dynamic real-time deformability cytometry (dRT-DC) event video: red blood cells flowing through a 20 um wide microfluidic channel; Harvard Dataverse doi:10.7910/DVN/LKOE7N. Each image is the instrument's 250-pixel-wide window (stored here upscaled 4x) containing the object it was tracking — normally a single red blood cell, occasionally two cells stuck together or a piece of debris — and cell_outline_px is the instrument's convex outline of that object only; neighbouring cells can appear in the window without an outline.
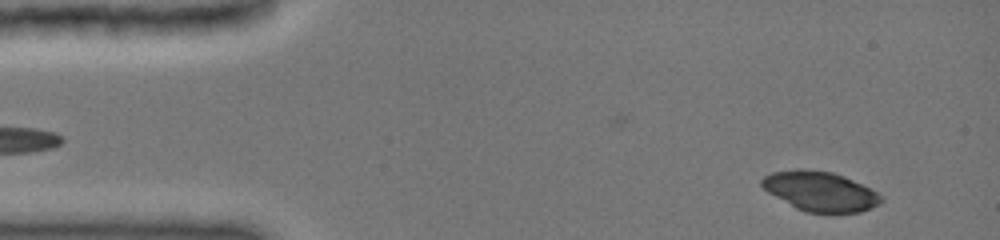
{"species": "common noctule bat (a hibernating species)", "species_latin": "Nyctalus noctula", "temperature_condition": "cold", "stored_images_in_passage": 10, "camera_frame_rate_fps": 3000, "um_per_image_px": 0.085, "animal": {"sex": "female", "body_mass_g": 19.0, "forearm_length_mm": 51.5}, "frame": {"image": 1, "passage_image": 2, "time_ms": 0.333, "image_size_px": [1000, 240], "cell_outline_px": [[884, 200], [880, 204], [860, 212], [804, 212], [796, 208], [768, 192], [760, 184], [760, 180], [764, 176], [772, 172], [796, 168], [800, 168], [832, 172], [844, 176], [876, 192]], "centroid_in_image_um": [69.68, 16.25], "position_along_channel_um": 15.3, "area_um2": 27.34}}
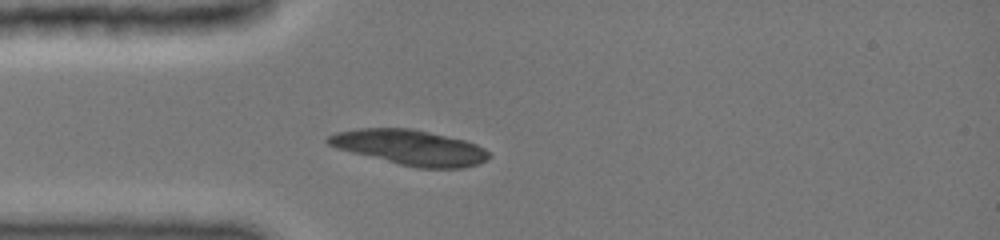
{"frame": {"image": 2, "passage_image": 9, "time_ms": 3.333, "image_size_px": [1000, 240], "cell_outline_px": [[492, 156], [488, 160], [464, 168], [420, 168], [400, 164], [336, 148], [328, 144], [324, 140], [328, 136], [336, 132], [360, 128], [412, 128], [464, 140], [476, 144], [484, 148]], "centroid_in_image_um": [34.86, 12.53], "position_along_channel_um": 50.1, "area_um2": 32.83}}